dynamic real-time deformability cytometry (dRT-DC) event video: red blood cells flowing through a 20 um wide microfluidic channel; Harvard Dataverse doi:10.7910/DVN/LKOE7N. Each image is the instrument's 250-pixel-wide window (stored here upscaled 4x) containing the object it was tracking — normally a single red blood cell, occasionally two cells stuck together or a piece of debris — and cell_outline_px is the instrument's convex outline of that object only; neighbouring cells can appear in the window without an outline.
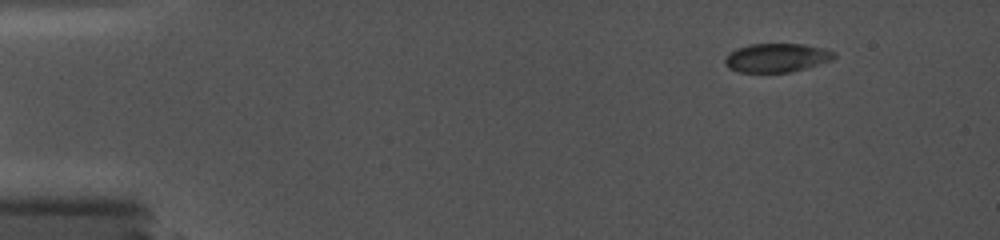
{"species": "common noctule bat (a hibernating species)", "species_latin": "Nyctalus noctula", "temperature_condition": "cold", "stored_images_in_passage": 34, "camera_frame_rate_fps": 5000, "um_per_image_px": 0.085, "animal": {"sex": "female", "body_mass_g": 19.0, "forearm_length_mm": 56.7}, "frame": {"image": 1, "passage_image": 6, "time_ms": 1.6, "image_size_px": [1000, 240], "cell_outline_px": [[836, 56], [832, 60], [792, 72], [740, 72], [728, 68], [724, 64], [724, 56], [728, 52], [736, 48], [748, 44], [804, 44], [824, 48], [836, 52]], "centroid_in_image_um": [65.98, 4.9], "position_along_channel_um": 19.0, "area_um2": 18.55}}
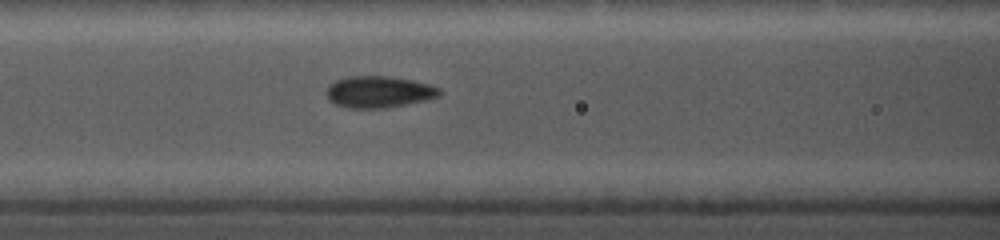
{"frame": {"image": 2, "passage_image": 24, "time_ms": 7.4, "image_size_px": [1000, 240], "cell_outline_px": [[440, 96], [428, 100], [380, 108], [348, 108], [336, 104], [328, 100], [328, 84], [336, 80], [348, 76], [392, 76], [412, 80], [428, 84], [440, 88]], "centroid_in_image_um": [32.2, 7.8], "position_along_channel_um": 134.4, "area_um2": 20.75}}
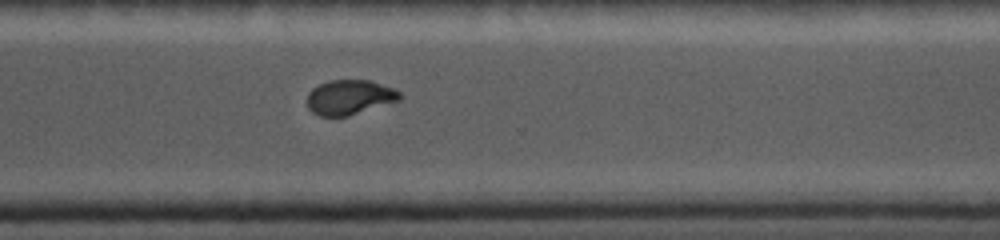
{"frame": {"image": 3, "passage_image": 34, "time_ms": 12.8, "image_size_px": [1000, 240], "cell_outline_px": [[404, 96], [400, 100], [348, 116], [320, 116], [312, 112], [308, 108], [308, 92], [312, 88], [328, 80], [372, 80], [392, 88], [400, 92]], "centroid_in_image_um": [29.72, 8.26], "position_along_channel_um": 340.9, "area_um2": 18.84}}